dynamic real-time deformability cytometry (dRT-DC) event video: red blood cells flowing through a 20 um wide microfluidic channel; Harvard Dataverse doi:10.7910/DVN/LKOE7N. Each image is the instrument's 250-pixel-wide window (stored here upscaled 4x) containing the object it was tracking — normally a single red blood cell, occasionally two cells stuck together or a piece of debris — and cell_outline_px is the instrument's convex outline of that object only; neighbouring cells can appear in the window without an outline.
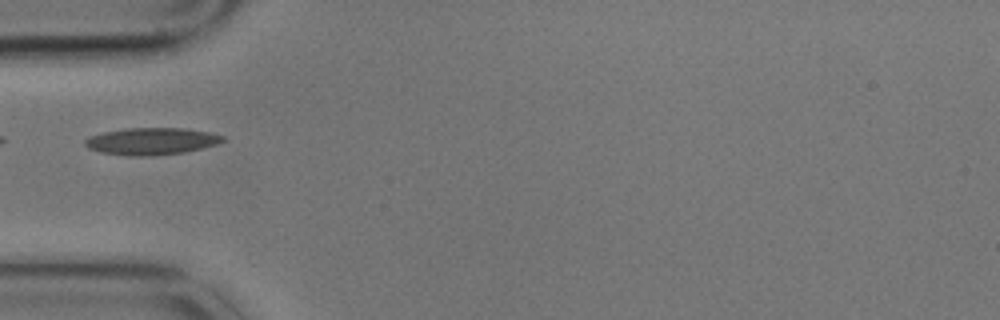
{"species": "common noctule bat (a hibernating species)", "species_latin": "Nyctalus noctula", "temperature_condition": "cold", "stored_images_in_passage": 5, "camera_frame_rate_fps": 3000, "um_per_image_px": 0.085, "animal": {"sex": "male", "body_mass_g": 17.9}, "frame": {"image": 1, "passage_image": 3, "time_ms": 0.667, "image_size_px": [1000, 320], "cell_outline_px": [[224, 140], [216, 144], [184, 152], [152, 156], [132, 156], [100, 152], [88, 148], [84, 144], [84, 140], [88, 136], [104, 132], [124, 128], [188, 128], [208, 132], [224, 136]], "centroid_in_image_um": [12.83, 12.0], "position_along_channel_um": 72.2, "area_um2": 21.68}}
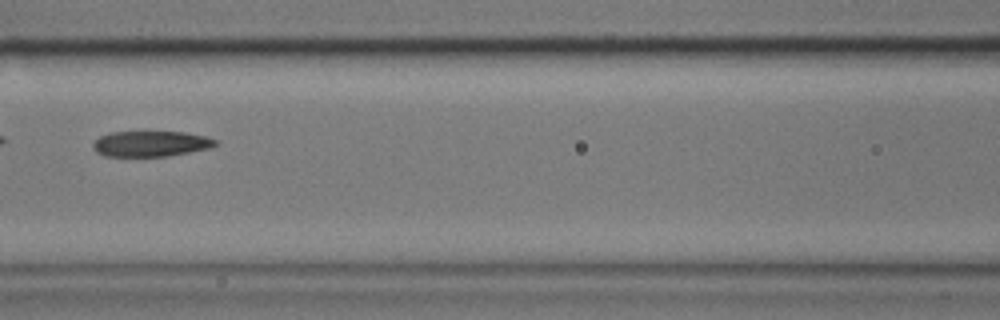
{"frame": {"image": 2, "passage_image": 5, "time_ms": 1.333, "image_size_px": [1000, 320], "cell_outline_px": [[216, 144], [208, 148], [168, 156], [104, 156], [96, 152], [92, 148], [92, 144], [100, 136], [112, 132], [184, 132], [204, 136], [216, 140]], "centroid_in_image_um": [12.76, 12.22], "position_along_channel_um": 153.8, "area_um2": 18.03}}